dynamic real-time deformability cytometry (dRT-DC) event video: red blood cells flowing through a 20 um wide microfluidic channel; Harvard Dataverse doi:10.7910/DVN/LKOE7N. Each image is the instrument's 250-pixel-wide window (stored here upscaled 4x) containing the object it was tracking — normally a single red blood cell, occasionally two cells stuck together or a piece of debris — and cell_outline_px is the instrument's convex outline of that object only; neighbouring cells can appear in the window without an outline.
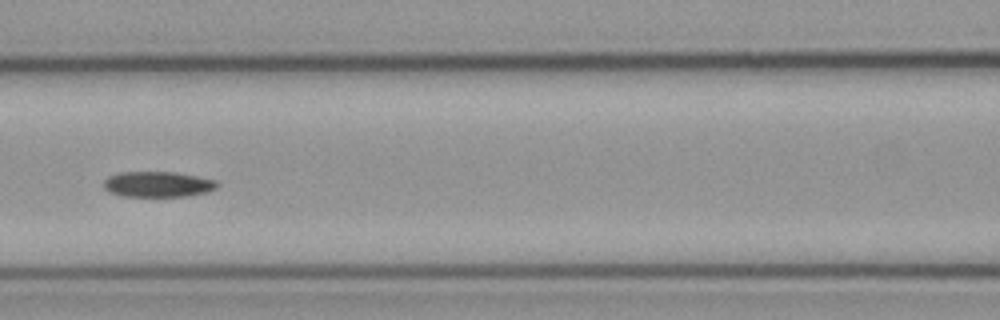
{"species": "common noctule bat (a hibernating species)", "species_latin": "Nyctalus noctula", "temperature_condition": "cold", "stored_images_in_passage": 9, "camera_frame_rate_fps": 3000, "um_per_image_px": 0.085, "animal": {"sex": "male", "body_mass_g": 23.1, "forearm_length_mm": 52.7}, "frame": {"image": 1, "passage_image": 6, "time_ms": 1.667, "image_size_px": [1000, 320], "cell_outline_px": [[220, 184], [216, 188], [204, 192], [184, 196], [120, 196], [108, 192], [104, 188], [104, 180], [108, 176], [120, 172], [172, 172], [196, 176], [216, 180]], "centroid_in_image_um": [13.37, 15.66], "position_along_channel_um": 153.2, "area_um2": 16.82}}
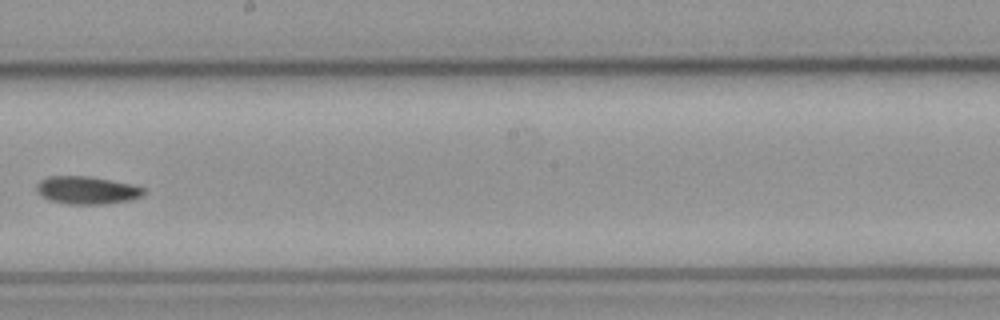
{"frame": {"image": 2, "passage_image": 8, "time_ms": 2.333, "image_size_px": [1000, 320], "cell_outline_px": [[144, 196], [132, 200], [104, 204], [68, 204], [48, 200], [40, 196], [36, 192], [36, 184], [40, 180], [48, 176], [88, 176], [132, 184], [144, 188]], "centroid_in_image_um": [7.36, 16.17], "position_along_channel_um": 240.8, "area_um2": 17.57}}
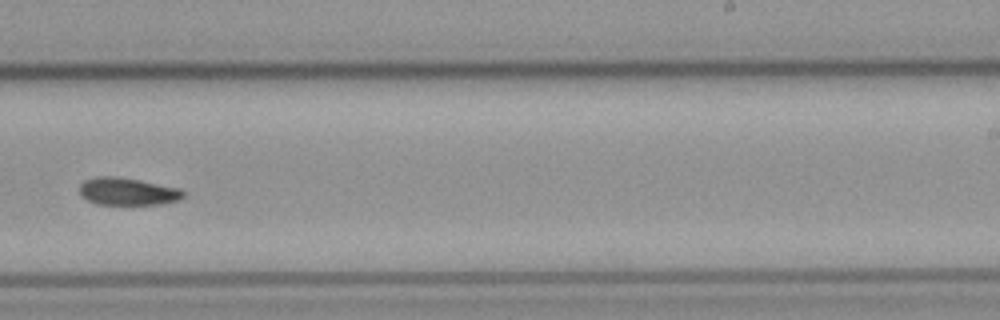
{"frame": {"image": 3, "passage_image": 9, "time_ms": 2.667, "image_size_px": [1000, 320], "cell_outline_px": [[184, 196], [180, 200], [164, 204], [96, 204], [88, 200], [80, 192], [80, 184], [84, 180], [96, 176], [116, 176], [180, 188], [184, 192]], "centroid_in_image_um": [10.86, 16.27], "position_along_channel_um": 278.1, "area_um2": 16.53}}